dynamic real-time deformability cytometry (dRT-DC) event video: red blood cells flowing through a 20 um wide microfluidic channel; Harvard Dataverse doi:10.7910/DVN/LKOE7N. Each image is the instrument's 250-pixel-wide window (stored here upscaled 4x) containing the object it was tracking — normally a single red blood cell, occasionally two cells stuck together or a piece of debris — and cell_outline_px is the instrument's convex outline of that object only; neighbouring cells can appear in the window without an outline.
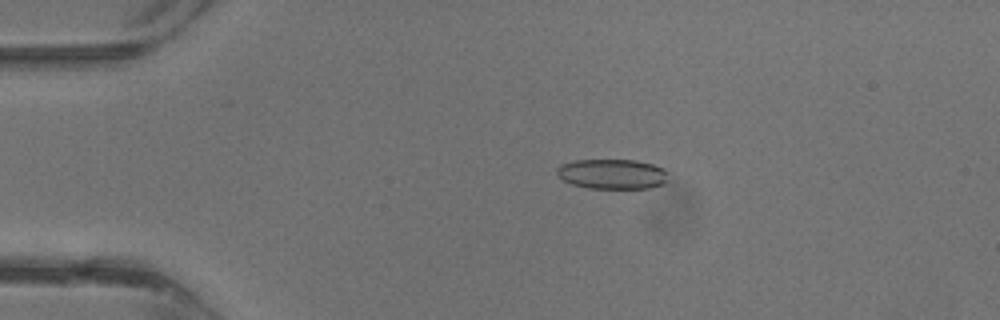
{"species": "common noctule bat (a hibernating species)", "species_latin": "Nyctalus noctula", "temperature_condition": "warm", "stored_images_in_passage": 38, "camera_frame_rate_fps": 3000, "um_per_image_px": 0.085, "animal": {"sex": "male", "body_mass_g": 13.3}, "frame": {"image": 1, "passage_image": 8, "time_ms": 2.333, "image_size_px": [1000, 320], "cell_outline_px": [[668, 180], [664, 184], [652, 188], [588, 188], [572, 184], [556, 176], [556, 168], [560, 164], [576, 160], [636, 160], [652, 164], [664, 168], [668, 172]], "centroid_in_image_um": [52.06, 14.79], "position_along_channel_um": 32.9, "area_um2": 19.71}}
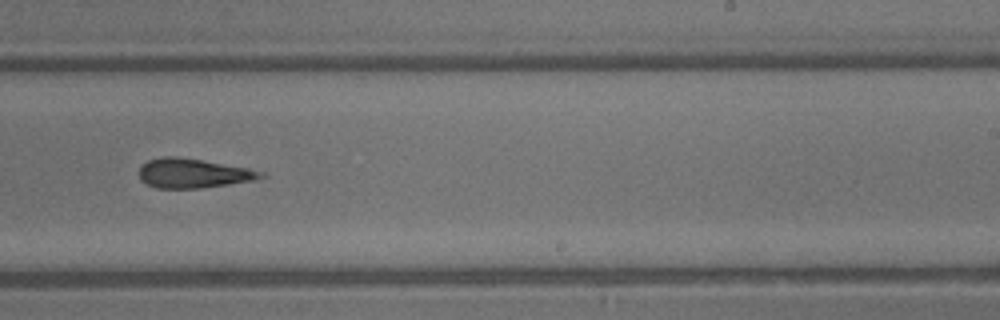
{"frame": {"image": 2, "passage_image": 24, "time_ms": 7.667, "image_size_px": [1000, 320], "cell_outline_px": [[268, 176], [252, 180], [228, 184], [200, 188], [156, 188], [140, 180], [140, 164], [148, 160], [160, 156], [176, 156], [248, 168], [264, 172]], "centroid_in_image_um": [16.39, 14.72], "position_along_channel_um": 272.6, "area_um2": 20.75}}
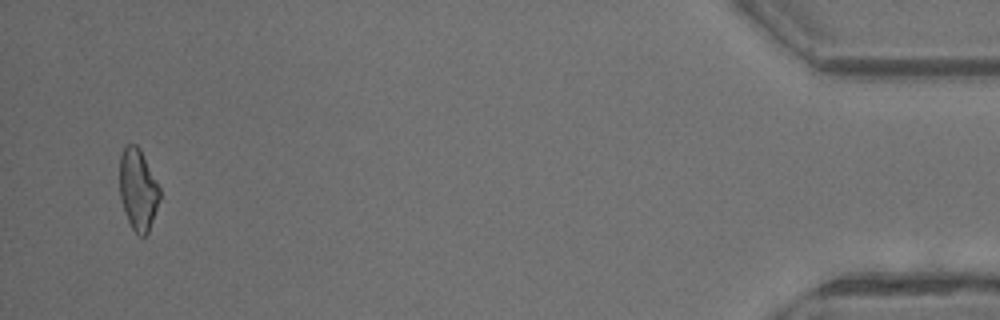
{"frame": {"image": 3, "passage_image": 37, "time_ms": 12.0, "image_size_px": [1000, 320], "cell_outline_px": [[160, 200], [148, 232], [144, 236], [140, 236], [132, 228], [128, 220], [120, 200], [120, 156], [124, 148], [128, 144], [136, 144], [140, 148], [160, 188]], "centroid_in_image_um": [11.73, 16.1], "position_along_channel_um": 423.5, "area_um2": 18.9}}